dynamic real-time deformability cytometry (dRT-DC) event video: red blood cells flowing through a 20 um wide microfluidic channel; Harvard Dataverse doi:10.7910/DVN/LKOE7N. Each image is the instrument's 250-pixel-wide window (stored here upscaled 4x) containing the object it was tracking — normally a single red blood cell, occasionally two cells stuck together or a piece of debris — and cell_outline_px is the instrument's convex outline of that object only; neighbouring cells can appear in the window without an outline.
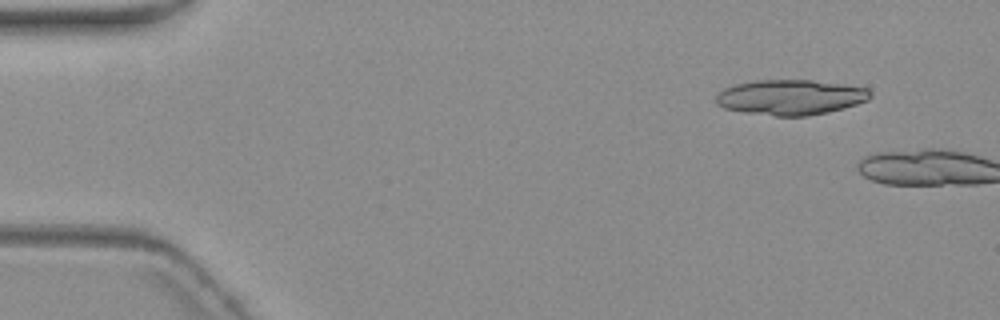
{"species": "common noctule bat (a hibernating species)", "species_latin": "Nyctalus noctula", "temperature_condition": "warm", "stored_images_in_passage": 7, "camera_frame_rate_fps": 3000, "um_per_image_px": 0.085, "animal": {"sex": "female", "body_mass_g": 19.3, "forearm_length_mm": 54.1}, "frame": {"image": 1, "passage_image": 2, "time_ms": 1.0, "image_size_px": [1000, 320], "cell_outline_px": [[872, 96], [868, 100], [844, 108], [828, 112], [808, 116], [776, 116], [744, 112], [724, 108], [716, 104], [716, 96], [724, 88], [736, 84], [756, 80], [812, 80], [868, 88], [872, 92]], "centroid_in_image_um": [67.2, 8.27], "position_along_channel_um": 17.8, "area_um2": 31.67}}
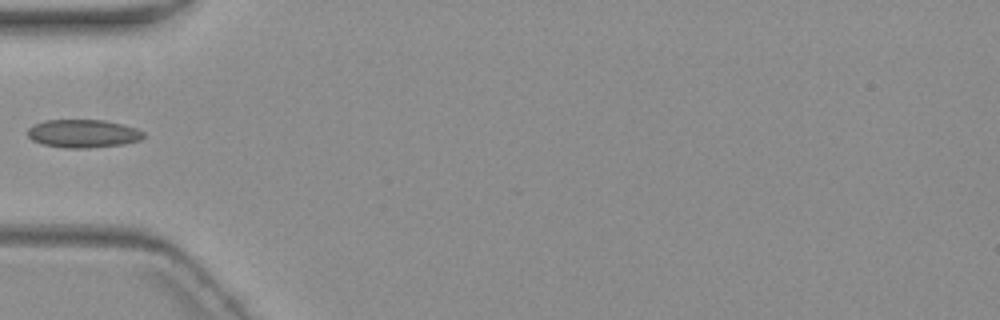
{"frame": {"image": 2, "passage_image": 7, "time_ms": 8.0, "image_size_px": [1000, 320], "cell_outline_px": [[144, 136], [140, 140], [124, 144], [88, 148], [64, 148], [44, 144], [32, 140], [28, 136], [28, 128], [44, 120], [104, 120], [136, 128], [144, 132]], "centroid_in_image_um": [7.07, 11.36], "position_along_channel_um": 77.9, "area_um2": 18.9}}